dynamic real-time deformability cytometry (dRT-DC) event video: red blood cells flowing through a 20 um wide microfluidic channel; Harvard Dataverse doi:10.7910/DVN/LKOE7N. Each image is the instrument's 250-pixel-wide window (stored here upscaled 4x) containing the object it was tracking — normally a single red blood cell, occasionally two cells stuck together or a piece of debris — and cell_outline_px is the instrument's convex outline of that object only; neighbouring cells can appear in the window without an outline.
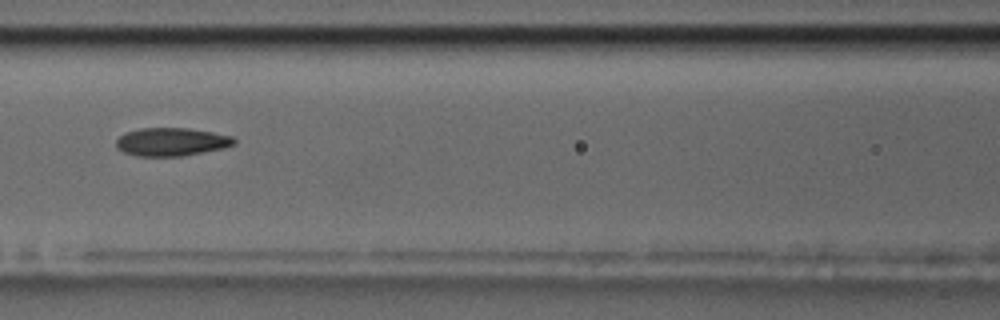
{"species": "common noctule bat (a hibernating species)", "species_latin": "Nyctalus noctula", "temperature_condition": "room temperature", "stored_images_in_passage": 7, "camera_frame_rate_fps": 3000, "um_per_image_px": 0.085, "animal": {"sex": "male", "body_mass_g": 17.5, "forearm_length_mm": 52.3}, "frame": {"image": 1, "passage_image": 6, "time_ms": 5.667, "image_size_px": [1000, 320], "cell_outline_px": [[236, 144], [224, 148], [184, 156], [136, 156], [124, 152], [116, 148], [116, 140], [124, 132], [140, 128], [188, 128], [212, 132], [232, 136], [236, 140]], "centroid_in_image_um": [14.57, 12.06], "position_along_channel_um": 152.0, "area_um2": 19.54}}
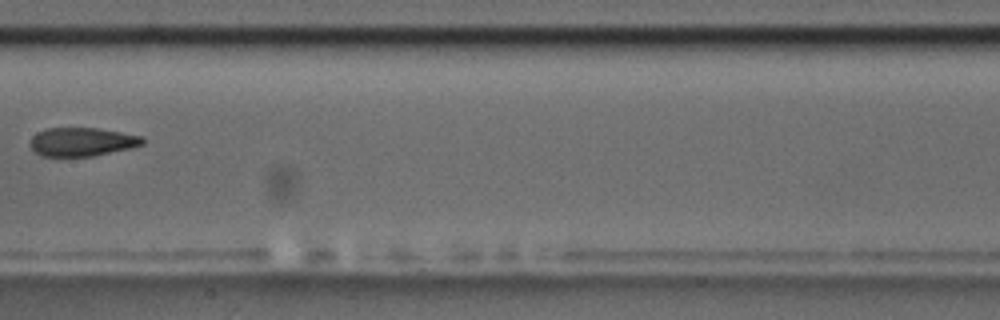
{"frame": {"image": 2, "passage_image": 7, "time_ms": 7.0, "image_size_px": [1000, 320], "cell_outline_px": [[144, 144], [132, 148], [92, 156], [40, 156], [28, 144], [32, 136], [36, 132], [48, 128], [100, 128], [144, 136]], "centroid_in_image_um": [6.98, 12.05], "position_along_channel_um": 200.4, "area_um2": 18.96}}